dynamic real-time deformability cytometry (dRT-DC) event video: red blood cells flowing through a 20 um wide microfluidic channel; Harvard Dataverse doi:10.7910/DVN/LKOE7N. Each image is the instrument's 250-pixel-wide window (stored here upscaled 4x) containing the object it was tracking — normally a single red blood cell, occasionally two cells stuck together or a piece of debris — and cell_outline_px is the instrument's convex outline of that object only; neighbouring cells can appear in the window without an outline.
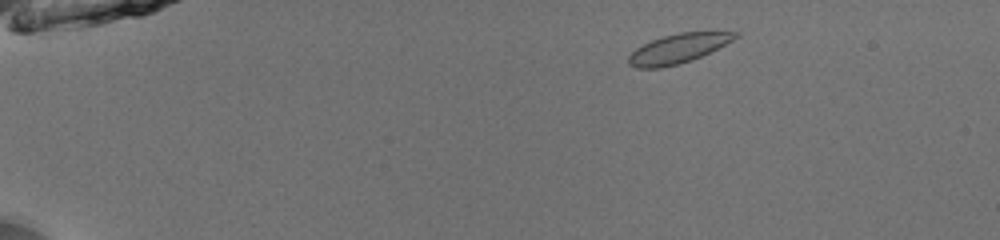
{"species": "common noctule bat (a hibernating species)", "species_latin": "Nyctalus noctula", "temperature_condition": "room temperature", "stored_images_in_passage": 13, "camera_frame_rate_fps": 3000, "um_per_image_px": 0.085, "animal": {"sex": "male", "body_mass_g": 13.0, "forearm_length_mm": 53.1}, "frame": {"image": 1, "passage_image": 3, "time_ms": 0.667, "image_size_px": [1000, 240], "cell_outline_px": [[740, 36], [692, 60], [680, 64], [660, 68], [636, 68], [628, 64], [628, 56], [636, 48], [652, 40], [664, 36], [680, 32], [740, 32]], "centroid_in_image_um": [57.61, 4.13], "position_along_channel_um": 27.4, "area_um2": 17.98}}